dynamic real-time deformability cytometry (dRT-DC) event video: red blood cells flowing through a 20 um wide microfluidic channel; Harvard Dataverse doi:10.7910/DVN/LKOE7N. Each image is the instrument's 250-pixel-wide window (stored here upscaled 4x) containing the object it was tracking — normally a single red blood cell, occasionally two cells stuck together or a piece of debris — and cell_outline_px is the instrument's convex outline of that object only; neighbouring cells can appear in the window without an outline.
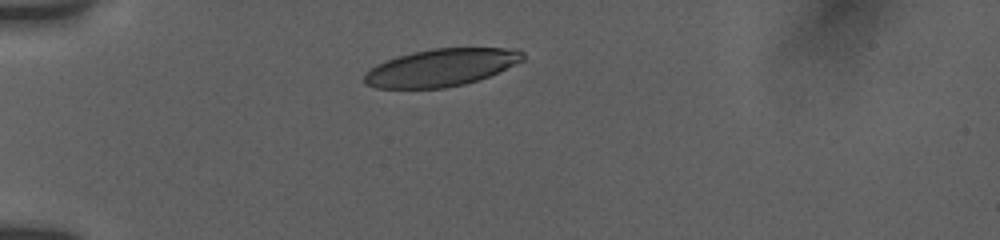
{"species": "human", "species_latin": "Homo sapiens", "temperature_condition": "room temperature", "stored_images_in_passage": 3, "camera_frame_rate_fps": 3000, "um_per_image_px": 0.085, "donor": {"sex": "female"}, "frame": {"image": 1, "passage_image": 2, "time_ms": 0.667, "image_size_px": [1000, 240], "cell_outline_px": [[524, 60], [480, 80], [464, 84], [444, 88], [376, 88], [364, 84], [364, 76], [376, 64], [396, 56], [412, 52], [432, 48], [520, 48], [524, 52]], "centroid_in_image_um": [37.52, 5.73], "position_along_channel_um": 47.5, "area_um2": 34.68}}